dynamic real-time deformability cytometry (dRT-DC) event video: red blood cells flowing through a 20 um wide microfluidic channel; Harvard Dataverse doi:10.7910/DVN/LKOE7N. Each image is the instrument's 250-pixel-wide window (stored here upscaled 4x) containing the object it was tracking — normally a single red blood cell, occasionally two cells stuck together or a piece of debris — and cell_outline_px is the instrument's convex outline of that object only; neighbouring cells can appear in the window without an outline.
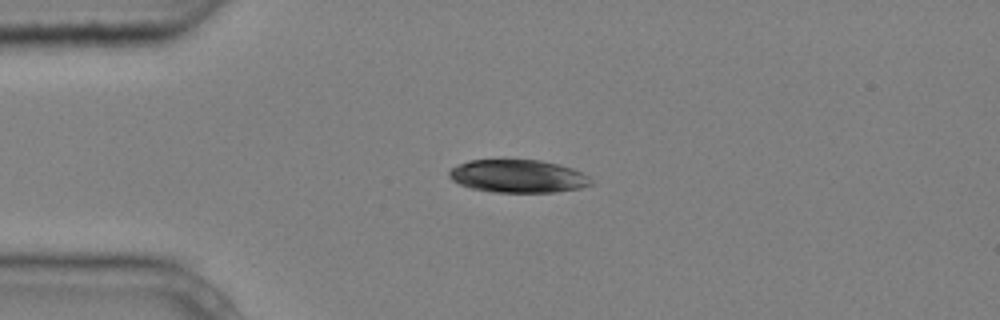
{"species": "common noctule bat (a hibernating species)", "species_latin": "Nyctalus noctula", "temperature_condition": "cold", "stored_images_in_passage": 1, "camera_frame_rate_fps": 3000, "um_per_image_px": 0.085, "animal": {"sex": "male", "body_mass_g": 20.4}, "frame": {"image": 1, "passage_image": 1, "time_ms": 0.0, "image_size_px": [1000, 320], "cell_outline_px": [[592, 184], [580, 188], [556, 192], [492, 192], [472, 188], [460, 184], [452, 180], [448, 176], [448, 172], [456, 164], [468, 160], [540, 160], [560, 164], [584, 172], [592, 180]], "centroid_in_image_um": [44.04, 14.97], "position_along_channel_um": 41.0, "area_um2": 27.4}}